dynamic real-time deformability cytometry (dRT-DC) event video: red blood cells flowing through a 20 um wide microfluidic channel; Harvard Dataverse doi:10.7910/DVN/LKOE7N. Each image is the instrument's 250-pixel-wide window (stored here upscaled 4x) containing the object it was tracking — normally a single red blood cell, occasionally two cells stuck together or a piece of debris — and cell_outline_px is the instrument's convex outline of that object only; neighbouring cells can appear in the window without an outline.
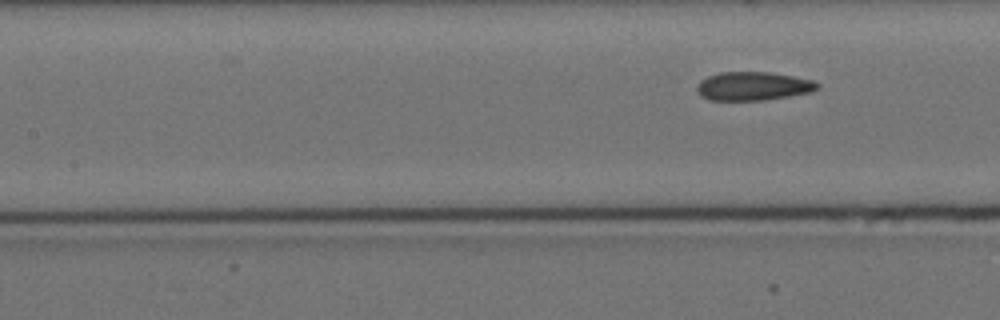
{"species": "Egyptian fruit bat (a non-hibernating species)", "species_latin": "Rousettus aegyptiacus", "temperature_condition": "cold", "stored_images_in_passage": 5, "segment_of_instrument_passage": [2, 2], "camera_frame_rate_fps": 3000, "um_per_image_px": 0.085, "animal": {"sex": "female"}, "frame": {"image": 1, "passage_image": 5, "time_ms": 5.667, "image_size_px": [1000, 320], "cell_outline_px": [[820, 88], [812, 92], [764, 100], [708, 100], [700, 96], [696, 88], [700, 80], [708, 76], [720, 72], [772, 72], [812, 80], [820, 84]], "centroid_in_image_um": [64.01, 7.32], "position_along_channel_um": 143.4, "area_um2": 20.17}}